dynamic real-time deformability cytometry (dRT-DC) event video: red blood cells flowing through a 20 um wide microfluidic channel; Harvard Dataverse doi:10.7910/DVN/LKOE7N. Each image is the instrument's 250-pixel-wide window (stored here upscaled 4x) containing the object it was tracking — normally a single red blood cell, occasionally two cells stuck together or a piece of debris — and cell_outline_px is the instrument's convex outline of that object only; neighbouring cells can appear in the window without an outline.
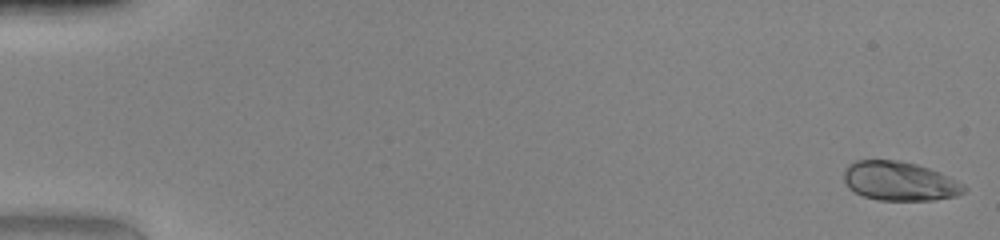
{"species": "human", "species_latin": "Homo sapiens", "temperature_condition": "warm", "stored_images_in_passage": 49, "camera_frame_rate_fps": 3000, "um_per_image_px": 0.085, "donor": {"sex": "female"}, "frame": {"image": 1, "passage_image": 1, "time_ms": 0.0, "image_size_px": [1000, 240], "cell_outline_px": [[968, 188], [964, 192], [956, 196], [932, 200], [880, 200], [864, 196], [848, 188], [844, 180], [844, 168], [848, 164], [856, 160], [900, 160], [916, 164], [940, 172], [964, 184]], "centroid_in_image_um": [76.46, 15.39], "position_along_channel_um": 8.5, "area_um2": 27.46}}
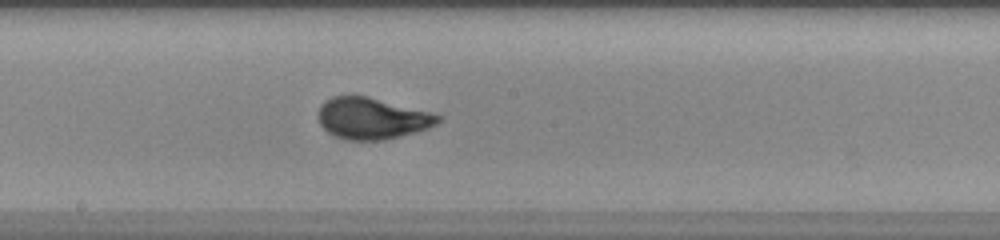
{"frame": {"image": 2, "passage_image": 28, "time_ms": 9.0, "image_size_px": [1000, 240], "cell_outline_px": [[440, 120], [436, 124], [428, 128], [416, 132], [384, 140], [348, 140], [336, 136], [328, 132], [320, 124], [316, 116], [320, 104], [332, 96], [368, 96], [428, 112], [440, 116]], "centroid_in_image_um": [31.56, 10.06], "position_along_channel_um": 216.6, "area_um2": 28.73}}
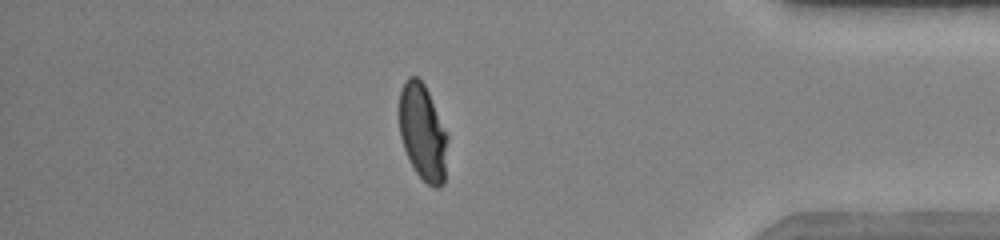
{"frame": {"image": 3, "passage_image": 43, "time_ms": 14.0, "image_size_px": [1000, 240], "cell_outline_px": [[448, 136], [444, 184], [440, 188], [432, 188], [416, 172], [404, 148], [400, 136], [400, 88], [408, 76], [416, 76], [424, 84], [428, 92]], "centroid_in_image_um": [35.94, 11.27], "position_along_channel_um": 399.3, "area_um2": 26.88}, "authors_computed_cell_mechanics": {"area_um2": 27.455, "velocity_mm_per_s": 4.2249, "shape_relaxation_time_tau1_ms": 3.0135, "shape_relaxation_time_tau2_ms": null, "deformation_change_tau1": 0.1915, "deformation_change_tau2": null}}